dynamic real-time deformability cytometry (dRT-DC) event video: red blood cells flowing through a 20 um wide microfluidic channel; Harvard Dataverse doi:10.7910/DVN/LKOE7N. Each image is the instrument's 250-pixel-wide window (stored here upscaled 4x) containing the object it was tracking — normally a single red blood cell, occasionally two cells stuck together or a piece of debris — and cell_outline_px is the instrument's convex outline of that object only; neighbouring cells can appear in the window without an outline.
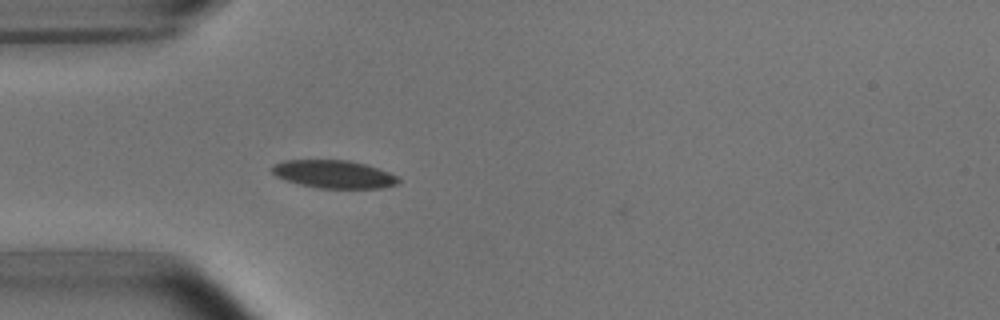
{"species": "common noctule bat (a hibernating species)", "species_latin": "Nyctalus noctula", "temperature_condition": "room temperature", "stored_images_in_passage": 1, "camera_frame_rate_fps": 3000, "um_per_image_px": 0.085, "animal": {"sex": "male", "body_mass_g": 15.6}, "frame": {"image": 1, "passage_image": 1, "time_ms": 0.0, "image_size_px": [1000, 320], "cell_outline_px": [[400, 184], [384, 188], [316, 188], [284, 180], [276, 176], [272, 172], [272, 164], [284, 160], [348, 160], [364, 164], [400, 176]], "centroid_in_image_um": [28.39, 14.81], "position_along_channel_um": 56.6, "area_um2": 20.75}}